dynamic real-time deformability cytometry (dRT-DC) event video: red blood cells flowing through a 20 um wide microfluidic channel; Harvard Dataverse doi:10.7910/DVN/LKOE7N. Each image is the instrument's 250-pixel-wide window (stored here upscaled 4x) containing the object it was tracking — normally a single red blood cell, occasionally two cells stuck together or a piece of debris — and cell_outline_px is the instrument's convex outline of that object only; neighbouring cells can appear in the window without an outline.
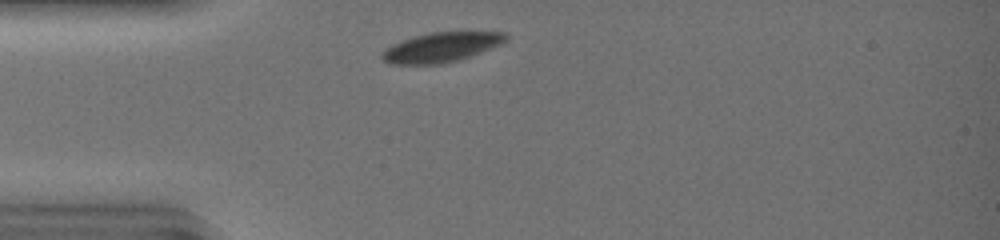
{"species": "common noctule bat (a hibernating species)", "species_latin": "Nyctalus noctula", "temperature_condition": "warm", "stored_images_in_passage": 31, "camera_frame_rate_fps": 3000, "um_per_image_px": 0.085, "animal": {"sex": "female", "body_mass_g": 19.0, "forearm_length_mm": 51.5}, "frame": {"image": 1, "passage_image": 2, "time_ms": 0.333, "image_size_px": [1000, 240], "cell_outline_px": [[508, 36], [500, 44], [468, 56], [456, 60], [440, 64], [388, 64], [380, 56], [380, 52], [392, 44], [416, 36], [432, 32], [504, 32]], "centroid_in_image_um": [37.43, 4.02], "position_along_channel_um": 47.6, "area_um2": 20.92}}
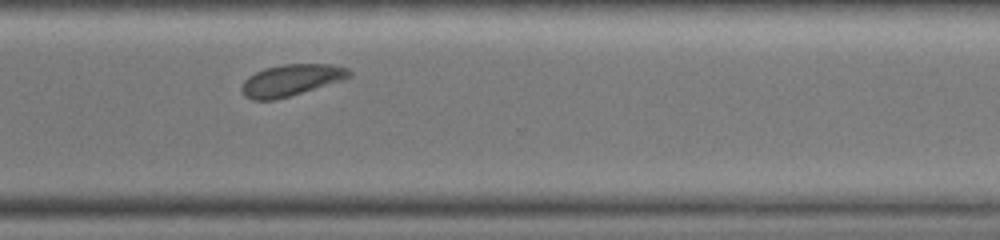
{"frame": {"image": 2, "passage_image": 25, "time_ms": 8.0, "image_size_px": [1000, 240], "cell_outline_px": [[352, 76], [344, 80], [276, 100], [252, 100], [244, 96], [240, 88], [244, 80], [248, 76], [264, 68], [284, 64], [332, 64], [348, 68], [352, 72]], "centroid_in_image_um": [24.75, 6.81], "position_along_channel_um": 345.8, "area_um2": 20.0}}
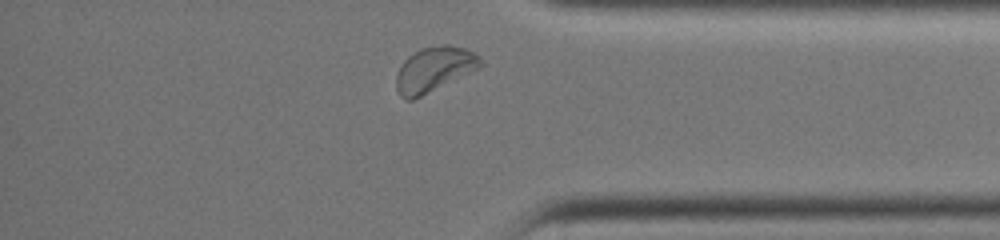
{"frame": {"image": 3, "passage_image": 29, "time_ms": 9.333, "image_size_px": [1000, 240], "cell_outline_px": [[484, 64], [412, 100], [404, 100], [400, 96], [396, 88], [396, 76], [404, 60], [412, 52], [420, 48], [444, 44], [448, 44], [464, 48], [480, 56]], "centroid_in_image_um": [36.85, 5.86], "position_along_channel_um": 398.3, "area_um2": 21.56}, "authors_computed_cell_mechanics": {"area_um2": 21.5594, "velocity_mm_per_s": 4.0817, "shape_relaxation_time_tau1_ms": 0.9896, "shape_relaxation_time_tau2_ms": null, "deformation_change_tau1": 0.0713, "deformation_change_tau2": null}}